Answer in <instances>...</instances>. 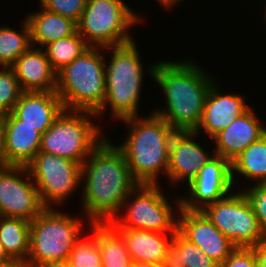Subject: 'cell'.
<instances>
[{
  "label": "cell",
  "instance_id": "6da1fadb",
  "mask_svg": "<svg viewBox=\"0 0 266 267\" xmlns=\"http://www.w3.org/2000/svg\"><path fill=\"white\" fill-rule=\"evenodd\" d=\"M111 138L107 133L82 164L80 203H76L90 224L111 223L139 184Z\"/></svg>",
  "mask_w": 266,
  "mask_h": 267
},
{
  "label": "cell",
  "instance_id": "7a4b0ae2",
  "mask_svg": "<svg viewBox=\"0 0 266 267\" xmlns=\"http://www.w3.org/2000/svg\"><path fill=\"white\" fill-rule=\"evenodd\" d=\"M194 56L157 61L153 82L163 96L164 105L151 111L175 131H196L201 123L205 100L217 74L205 71ZM160 87V88H159Z\"/></svg>",
  "mask_w": 266,
  "mask_h": 267
},
{
  "label": "cell",
  "instance_id": "3957f363",
  "mask_svg": "<svg viewBox=\"0 0 266 267\" xmlns=\"http://www.w3.org/2000/svg\"><path fill=\"white\" fill-rule=\"evenodd\" d=\"M137 41L105 47L106 93L101 109L96 113L98 121L108 115L113 123L129 117L142 116L139 109L144 93L146 73L153 80L157 62L147 64L141 56ZM110 113V114H109Z\"/></svg>",
  "mask_w": 266,
  "mask_h": 267
},
{
  "label": "cell",
  "instance_id": "277c9868",
  "mask_svg": "<svg viewBox=\"0 0 266 267\" xmlns=\"http://www.w3.org/2000/svg\"><path fill=\"white\" fill-rule=\"evenodd\" d=\"M148 113L121 120L119 125L125 124L127 130L115 145L139 184H161L167 178L169 145L176 131L152 111Z\"/></svg>",
  "mask_w": 266,
  "mask_h": 267
},
{
  "label": "cell",
  "instance_id": "5b68a950",
  "mask_svg": "<svg viewBox=\"0 0 266 267\" xmlns=\"http://www.w3.org/2000/svg\"><path fill=\"white\" fill-rule=\"evenodd\" d=\"M67 110L97 113L104 102L105 47H89L56 73V90Z\"/></svg>",
  "mask_w": 266,
  "mask_h": 267
},
{
  "label": "cell",
  "instance_id": "8992f818",
  "mask_svg": "<svg viewBox=\"0 0 266 267\" xmlns=\"http://www.w3.org/2000/svg\"><path fill=\"white\" fill-rule=\"evenodd\" d=\"M60 209L47 207L31 221L29 254L23 266L68 260L75 241L87 232L90 222L81 212L72 215Z\"/></svg>",
  "mask_w": 266,
  "mask_h": 267
},
{
  "label": "cell",
  "instance_id": "52a82bcc",
  "mask_svg": "<svg viewBox=\"0 0 266 267\" xmlns=\"http://www.w3.org/2000/svg\"><path fill=\"white\" fill-rule=\"evenodd\" d=\"M164 189L161 184H138L109 224L114 229L175 233L181 209L180 194L177 192L176 196L174 192L173 198H168L169 192Z\"/></svg>",
  "mask_w": 266,
  "mask_h": 267
},
{
  "label": "cell",
  "instance_id": "ba28073f",
  "mask_svg": "<svg viewBox=\"0 0 266 267\" xmlns=\"http://www.w3.org/2000/svg\"><path fill=\"white\" fill-rule=\"evenodd\" d=\"M126 1L87 0L77 31L89 46L110 47L135 39L132 29L144 25L147 16Z\"/></svg>",
  "mask_w": 266,
  "mask_h": 267
},
{
  "label": "cell",
  "instance_id": "9c48e42d",
  "mask_svg": "<svg viewBox=\"0 0 266 267\" xmlns=\"http://www.w3.org/2000/svg\"><path fill=\"white\" fill-rule=\"evenodd\" d=\"M96 113L64 109L41 138L40 152L84 163L107 136ZM104 130V131H103Z\"/></svg>",
  "mask_w": 266,
  "mask_h": 267
},
{
  "label": "cell",
  "instance_id": "30bf717a",
  "mask_svg": "<svg viewBox=\"0 0 266 267\" xmlns=\"http://www.w3.org/2000/svg\"><path fill=\"white\" fill-rule=\"evenodd\" d=\"M27 168L46 207L62 208L76 192L80 199L82 165L78 162L39 151Z\"/></svg>",
  "mask_w": 266,
  "mask_h": 267
},
{
  "label": "cell",
  "instance_id": "8fae6325",
  "mask_svg": "<svg viewBox=\"0 0 266 267\" xmlns=\"http://www.w3.org/2000/svg\"><path fill=\"white\" fill-rule=\"evenodd\" d=\"M201 212L236 246L251 248L266 238L242 190L208 204Z\"/></svg>",
  "mask_w": 266,
  "mask_h": 267
},
{
  "label": "cell",
  "instance_id": "7c38bea8",
  "mask_svg": "<svg viewBox=\"0 0 266 267\" xmlns=\"http://www.w3.org/2000/svg\"><path fill=\"white\" fill-rule=\"evenodd\" d=\"M46 208L27 166L0 169V216L31 222Z\"/></svg>",
  "mask_w": 266,
  "mask_h": 267
},
{
  "label": "cell",
  "instance_id": "4fadbf2b",
  "mask_svg": "<svg viewBox=\"0 0 266 267\" xmlns=\"http://www.w3.org/2000/svg\"><path fill=\"white\" fill-rule=\"evenodd\" d=\"M201 139L204 140L200 141ZM206 141L211 140L201 138L195 131H176L172 136L166 180L171 190L172 187L178 191L180 188L183 190L196 178L200 169L215 156L212 141L210 143ZM207 144L210 146L209 149L206 147Z\"/></svg>",
  "mask_w": 266,
  "mask_h": 267
},
{
  "label": "cell",
  "instance_id": "5bb4252c",
  "mask_svg": "<svg viewBox=\"0 0 266 267\" xmlns=\"http://www.w3.org/2000/svg\"><path fill=\"white\" fill-rule=\"evenodd\" d=\"M184 189L185 194L180 192L181 209L201 211L208 204L224 198L235 189L232 182L231 163L215 155Z\"/></svg>",
  "mask_w": 266,
  "mask_h": 267
},
{
  "label": "cell",
  "instance_id": "9a60e30c",
  "mask_svg": "<svg viewBox=\"0 0 266 267\" xmlns=\"http://www.w3.org/2000/svg\"><path fill=\"white\" fill-rule=\"evenodd\" d=\"M218 82L217 78L209 89L202 120L195 131L197 134L210 140L226 129L235 118L242 116L252 107L251 103L246 100L245 95L243 96L237 92H227L226 89L223 90Z\"/></svg>",
  "mask_w": 266,
  "mask_h": 267
},
{
  "label": "cell",
  "instance_id": "2e32d148",
  "mask_svg": "<svg viewBox=\"0 0 266 267\" xmlns=\"http://www.w3.org/2000/svg\"><path fill=\"white\" fill-rule=\"evenodd\" d=\"M178 231L219 265L237 248L201 211L180 209Z\"/></svg>",
  "mask_w": 266,
  "mask_h": 267
},
{
  "label": "cell",
  "instance_id": "e0dca14e",
  "mask_svg": "<svg viewBox=\"0 0 266 267\" xmlns=\"http://www.w3.org/2000/svg\"><path fill=\"white\" fill-rule=\"evenodd\" d=\"M253 107L211 139L215 155L232 163L246 148L266 134V121L258 116Z\"/></svg>",
  "mask_w": 266,
  "mask_h": 267
},
{
  "label": "cell",
  "instance_id": "ac0fdd59",
  "mask_svg": "<svg viewBox=\"0 0 266 267\" xmlns=\"http://www.w3.org/2000/svg\"><path fill=\"white\" fill-rule=\"evenodd\" d=\"M7 165L27 166L40 151L42 134L12 112L0 116Z\"/></svg>",
  "mask_w": 266,
  "mask_h": 267
},
{
  "label": "cell",
  "instance_id": "d6986e66",
  "mask_svg": "<svg viewBox=\"0 0 266 267\" xmlns=\"http://www.w3.org/2000/svg\"><path fill=\"white\" fill-rule=\"evenodd\" d=\"M55 91H24L12 111L22 124L43 134L64 110Z\"/></svg>",
  "mask_w": 266,
  "mask_h": 267
},
{
  "label": "cell",
  "instance_id": "ffe728a7",
  "mask_svg": "<svg viewBox=\"0 0 266 267\" xmlns=\"http://www.w3.org/2000/svg\"><path fill=\"white\" fill-rule=\"evenodd\" d=\"M23 91H55L56 72L44 48L31 46L11 66Z\"/></svg>",
  "mask_w": 266,
  "mask_h": 267
},
{
  "label": "cell",
  "instance_id": "44dd1931",
  "mask_svg": "<svg viewBox=\"0 0 266 267\" xmlns=\"http://www.w3.org/2000/svg\"><path fill=\"white\" fill-rule=\"evenodd\" d=\"M124 239L133 262L163 264L175 233L115 229Z\"/></svg>",
  "mask_w": 266,
  "mask_h": 267
},
{
  "label": "cell",
  "instance_id": "7402d4cb",
  "mask_svg": "<svg viewBox=\"0 0 266 267\" xmlns=\"http://www.w3.org/2000/svg\"><path fill=\"white\" fill-rule=\"evenodd\" d=\"M37 6L38 11L35 8L24 15L29 25L32 46L44 48L49 43L71 36L77 31V23L72 19Z\"/></svg>",
  "mask_w": 266,
  "mask_h": 267
},
{
  "label": "cell",
  "instance_id": "603a6c76",
  "mask_svg": "<svg viewBox=\"0 0 266 267\" xmlns=\"http://www.w3.org/2000/svg\"><path fill=\"white\" fill-rule=\"evenodd\" d=\"M231 168L233 186L237 190L266 183V134L246 148L231 163Z\"/></svg>",
  "mask_w": 266,
  "mask_h": 267
},
{
  "label": "cell",
  "instance_id": "cb8c5ba5",
  "mask_svg": "<svg viewBox=\"0 0 266 267\" xmlns=\"http://www.w3.org/2000/svg\"><path fill=\"white\" fill-rule=\"evenodd\" d=\"M30 223L21 218L0 216V243L8 256L21 266L28 259Z\"/></svg>",
  "mask_w": 266,
  "mask_h": 267
},
{
  "label": "cell",
  "instance_id": "d4e9b609",
  "mask_svg": "<svg viewBox=\"0 0 266 267\" xmlns=\"http://www.w3.org/2000/svg\"><path fill=\"white\" fill-rule=\"evenodd\" d=\"M95 238L100 248L102 267H132L123 237L108 223L95 224Z\"/></svg>",
  "mask_w": 266,
  "mask_h": 267
},
{
  "label": "cell",
  "instance_id": "484cf974",
  "mask_svg": "<svg viewBox=\"0 0 266 267\" xmlns=\"http://www.w3.org/2000/svg\"><path fill=\"white\" fill-rule=\"evenodd\" d=\"M164 267H220L178 230L163 262Z\"/></svg>",
  "mask_w": 266,
  "mask_h": 267
},
{
  "label": "cell",
  "instance_id": "4316f807",
  "mask_svg": "<svg viewBox=\"0 0 266 267\" xmlns=\"http://www.w3.org/2000/svg\"><path fill=\"white\" fill-rule=\"evenodd\" d=\"M21 20L19 30L0 25V67H11L32 46L28 22L25 17Z\"/></svg>",
  "mask_w": 266,
  "mask_h": 267
},
{
  "label": "cell",
  "instance_id": "83f0119b",
  "mask_svg": "<svg viewBox=\"0 0 266 267\" xmlns=\"http://www.w3.org/2000/svg\"><path fill=\"white\" fill-rule=\"evenodd\" d=\"M90 46L76 31L71 36L53 41L44 47L52 69L57 73L64 66L71 64Z\"/></svg>",
  "mask_w": 266,
  "mask_h": 267
},
{
  "label": "cell",
  "instance_id": "f1b7e54d",
  "mask_svg": "<svg viewBox=\"0 0 266 267\" xmlns=\"http://www.w3.org/2000/svg\"><path fill=\"white\" fill-rule=\"evenodd\" d=\"M87 231L89 234L82 233L71 249L68 261L72 267H102L100 248L95 238V224H90Z\"/></svg>",
  "mask_w": 266,
  "mask_h": 267
},
{
  "label": "cell",
  "instance_id": "f546056e",
  "mask_svg": "<svg viewBox=\"0 0 266 267\" xmlns=\"http://www.w3.org/2000/svg\"><path fill=\"white\" fill-rule=\"evenodd\" d=\"M22 90L11 67H0V116L12 113Z\"/></svg>",
  "mask_w": 266,
  "mask_h": 267
},
{
  "label": "cell",
  "instance_id": "4dcf8cb0",
  "mask_svg": "<svg viewBox=\"0 0 266 267\" xmlns=\"http://www.w3.org/2000/svg\"><path fill=\"white\" fill-rule=\"evenodd\" d=\"M241 190L248 199L266 238V183L252 184Z\"/></svg>",
  "mask_w": 266,
  "mask_h": 267
},
{
  "label": "cell",
  "instance_id": "1f68e13d",
  "mask_svg": "<svg viewBox=\"0 0 266 267\" xmlns=\"http://www.w3.org/2000/svg\"><path fill=\"white\" fill-rule=\"evenodd\" d=\"M39 6L44 9L60 14L63 17H67L79 22L81 15L85 9L87 0H38Z\"/></svg>",
  "mask_w": 266,
  "mask_h": 267
},
{
  "label": "cell",
  "instance_id": "d6a6232c",
  "mask_svg": "<svg viewBox=\"0 0 266 267\" xmlns=\"http://www.w3.org/2000/svg\"><path fill=\"white\" fill-rule=\"evenodd\" d=\"M220 267H257V261L252 248L237 247Z\"/></svg>",
  "mask_w": 266,
  "mask_h": 267
},
{
  "label": "cell",
  "instance_id": "836d02e7",
  "mask_svg": "<svg viewBox=\"0 0 266 267\" xmlns=\"http://www.w3.org/2000/svg\"><path fill=\"white\" fill-rule=\"evenodd\" d=\"M257 261V267H266V239L251 247Z\"/></svg>",
  "mask_w": 266,
  "mask_h": 267
},
{
  "label": "cell",
  "instance_id": "e575fe53",
  "mask_svg": "<svg viewBox=\"0 0 266 267\" xmlns=\"http://www.w3.org/2000/svg\"><path fill=\"white\" fill-rule=\"evenodd\" d=\"M184 0H155L156 3L160 5V7L163 9V11L167 12H173L176 8H178L179 5L181 4Z\"/></svg>",
  "mask_w": 266,
  "mask_h": 267
},
{
  "label": "cell",
  "instance_id": "d590c367",
  "mask_svg": "<svg viewBox=\"0 0 266 267\" xmlns=\"http://www.w3.org/2000/svg\"><path fill=\"white\" fill-rule=\"evenodd\" d=\"M6 166L7 164L4 159L3 127L0 119V169Z\"/></svg>",
  "mask_w": 266,
  "mask_h": 267
},
{
  "label": "cell",
  "instance_id": "8d00e7d4",
  "mask_svg": "<svg viewBox=\"0 0 266 267\" xmlns=\"http://www.w3.org/2000/svg\"><path fill=\"white\" fill-rule=\"evenodd\" d=\"M22 267H72V265L70 264L68 260H64V261L52 262V263H47V264L38 265V266H22Z\"/></svg>",
  "mask_w": 266,
  "mask_h": 267
},
{
  "label": "cell",
  "instance_id": "74e56055",
  "mask_svg": "<svg viewBox=\"0 0 266 267\" xmlns=\"http://www.w3.org/2000/svg\"><path fill=\"white\" fill-rule=\"evenodd\" d=\"M10 261H14L12 260L8 254L6 253L3 245L0 243V264L1 263H7V262H10Z\"/></svg>",
  "mask_w": 266,
  "mask_h": 267
},
{
  "label": "cell",
  "instance_id": "f35d334b",
  "mask_svg": "<svg viewBox=\"0 0 266 267\" xmlns=\"http://www.w3.org/2000/svg\"><path fill=\"white\" fill-rule=\"evenodd\" d=\"M132 267H164V265L145 262H133Z\"/></svg>",
  "mask_w": 266,
  "mask_h": 267
},
{
  "label": "cell",
  "instance_id": "ab89813d",
  "mask_svg": "<svg viewBox=\"0 0 266 267\" xmlns=\"http://www.w3.org/2000/svg\"><path fill=\"white\" fill-rule=\"evenodd\" d=\"M0 267H22V266L16 261H10L7 263H1Z\"/></svg>",
  "mask_w": 266,
  "mask_h": 267
},
{
  "label": "cell",
  "instance_id": "60d3db41",
  "mask_svg": "<svg viewBox=\"0 0 266 267\" xmlns=\"http://www.w3.org/2000/svg\"><path fill=\"white\" fill-rule=\"evenodd\" d=\"M263 2H265L264 5H262L264 8L263 7L261 8L264 10V12L261 13L262 14L261 16L263 17L262 19H264L262 23H264L265 25L266 24V1L263 0Z\"/></svg>",
  "mask_w": 266,
  "mask_h": 267
}]
</instances>
